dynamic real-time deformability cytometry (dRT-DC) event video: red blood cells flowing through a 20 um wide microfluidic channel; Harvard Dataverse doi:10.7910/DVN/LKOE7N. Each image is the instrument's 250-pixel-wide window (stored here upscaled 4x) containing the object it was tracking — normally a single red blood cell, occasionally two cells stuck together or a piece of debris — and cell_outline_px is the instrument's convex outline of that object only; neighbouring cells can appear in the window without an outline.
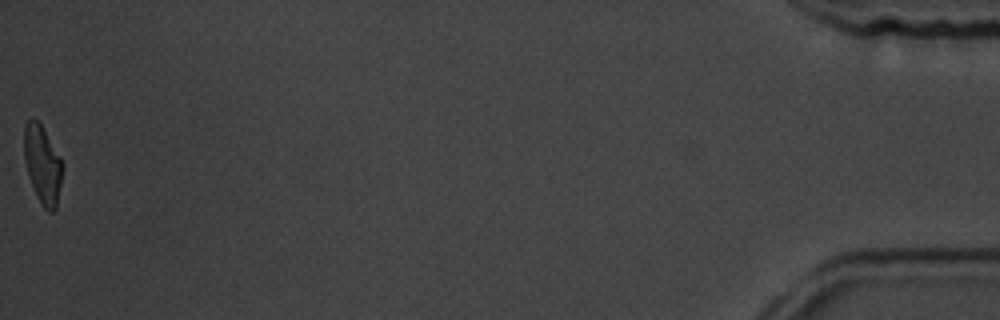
{"species": "common noctule bat (a hibernating species)", "species_latin": "Nyctalus noctula", "temperature_condition": "room temperature", "stored_images_in_passage": 57, "camera_frame_rate_fps": 3000, "um_per_image_px": 0.085, "animal": {"sex": "male", "body_mass_g": 19.5, "forearm_length_mm": 54.6}, "frame": {"image": 1, "passage_image": 57, "time_ms": 18.667, "image_size_px": [1000, 320], "cell_outline_px": [[64, 164], [56, 208], [52, 212], [48, 212], [40, 204], [36, 196], [28, 176], [24, 160], [24, 124], [32, 116], [40, 124], [60, 156]], "centroid_in_image_um": [3.61, 14.0], "position_along_channel_um": 431.6, "area_um2": 17.63}, "authors_computed_cell_mechanics": {"area_um2": 18.7272, "velocity_mm_per_s": 3.5513, "shape_relaxation_time_tau1_ms": 4.37, "shape_relaxation_time_tau2_ms": 1.0687, "deformation_change_tau1": 0.1591, "deformation_change_tau2": 0.0734}}